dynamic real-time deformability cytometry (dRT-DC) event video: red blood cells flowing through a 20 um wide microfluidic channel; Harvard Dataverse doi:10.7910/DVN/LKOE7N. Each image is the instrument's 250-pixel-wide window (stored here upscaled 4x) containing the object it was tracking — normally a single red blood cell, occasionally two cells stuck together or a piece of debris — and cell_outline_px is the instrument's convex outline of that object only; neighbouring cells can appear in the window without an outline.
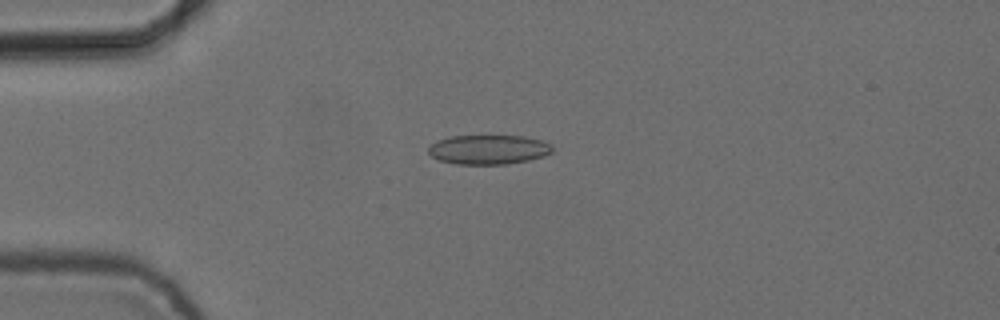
{"species": "common noctule bat (a hibernating species)", "species_latin": "Nyctalus noctula", "temperature_condition": "cold", "stored_images_in_passage": 9, "camera_frame_rate_fps": 3000, "um_per_image_px": 0.085, "animal": {"sex": "female", "body_mass_g": 24.6, "forearm_length_mm": 56.2}, "frame": {"image": 1, "passage_image": 3, "time_ms": 0.667, "image_size_px": [1000, 320], "cell_outline_px": [[552, 152], [544, 156], [528, 160], [508, 164], [456, 164], [440, 160], [432, 156], [428, 152], [428, 148], [436, 140], [448, 136], [524, 136], [540, 140], [552, 144]], "centroid_in_image_um": [41.52, 12.71], "position_along_channel_um": 43.5, "area_um2": 21.27}}
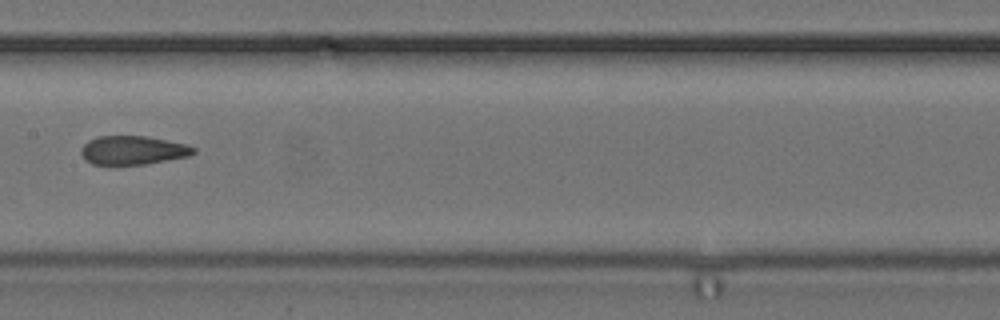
{"frame": {"image": 2, "passage_image": 7, "time_ms": 2.0, "image_size_px": [1000, 320], "cell_outline_px": [[196, 152], [188, 156], [144, 164], [92, 164], [84, 160], [80, 152], [80, 148], [88, 140], [96, 136], [148, 136], [188, 144], [196, 148]], "centroid_in_image_um": [11.28, 12.75], "position_along_channel_um": 196.1, "area_um2": 18.96}}
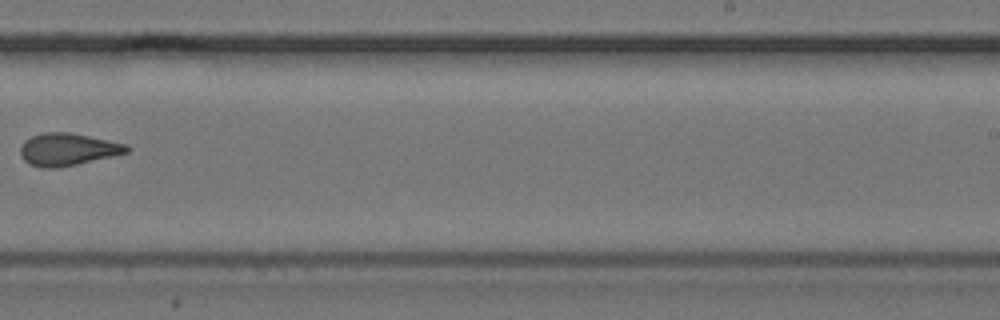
{"frame": {"image": 3, "passage_image": 9, "time_ms": 2.667, "image_size_px": [1000, 320], "cell_outline_px": [[132, 148], [128, 152], [112, 156], [76, 164], [56, 168], [40, 168], [28, 164], [24, 160], [20, 152], [20, 148], [24, 140], [32, 136], [44, 132], [72, 132], [128, 144]], "centroid_in_image_um": [5.76, 12.69], "position_along_channel_um": 283.2, "area_um2": 20.23}}